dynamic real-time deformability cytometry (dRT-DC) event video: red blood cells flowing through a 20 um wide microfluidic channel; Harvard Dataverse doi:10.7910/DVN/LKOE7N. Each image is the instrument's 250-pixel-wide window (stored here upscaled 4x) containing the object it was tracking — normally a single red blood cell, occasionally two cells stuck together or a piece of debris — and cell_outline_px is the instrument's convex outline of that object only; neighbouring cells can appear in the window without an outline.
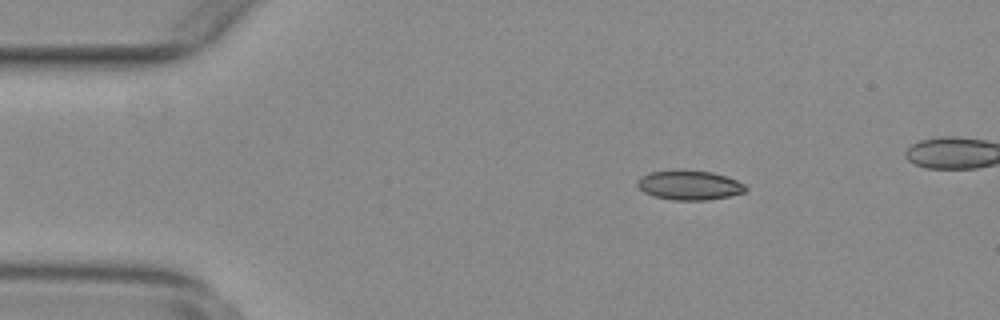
{"species": "common noctule bat (a hibernating species)", "species_latin": "Nyctalus noctula", "temperature_condition": "warm", "stored_images_in_passage": 47, "camera_frame_rate_fps": 3000, "um_per_image_px": 0.085, "animal": {"sex": "female", "body_mass_g": 29.2, "forearm_length_mm": 56.3}, "frame": {"image": 1, "passage_image": 8, "time_ms": 2.333, "image_size_px": [1000, 320], "cell_outline_px": [[748, 188], [744, 192], [728, 196], [708, 200], [672, 200], [652, 196], [644, 192], [636, 184], [640, 176], [652, 172], [680, 168], [684, 168], [712, 172], [736, 180], [744, 184]], "centroid_in_image_um": [58.56, 15.72], "position_along_channel_um": 26.4, "area_um2": 18.9}}
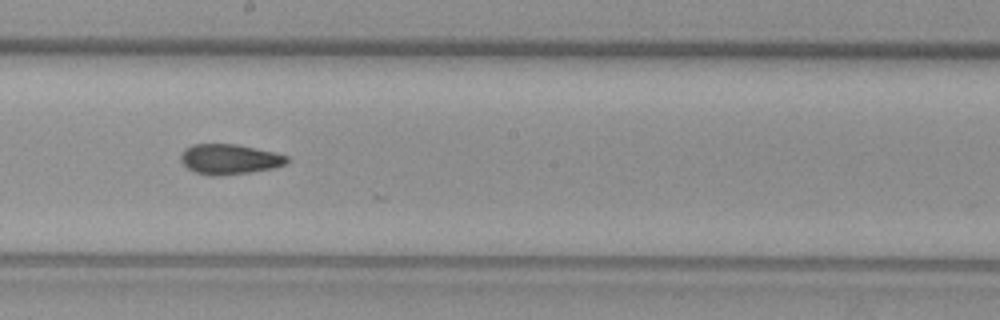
{"frame": {"image": 2, "passage_image": 29, "time_ms": 9.333, "image_size_px": [1000, 320], "cell_outline_px": [[288, 164], [272, 168], [248, 172], [220, 176], [208, 176], [196, 172], [188, 168], [180, 160], [180, 152], [184, 148], [192, 144], [236, 144], [276, 152], [288, 156]], "centroid_in_image_um": [19.49, 13.52], "position_along_channel_um": 228.7, "area_um2": 18.84}}
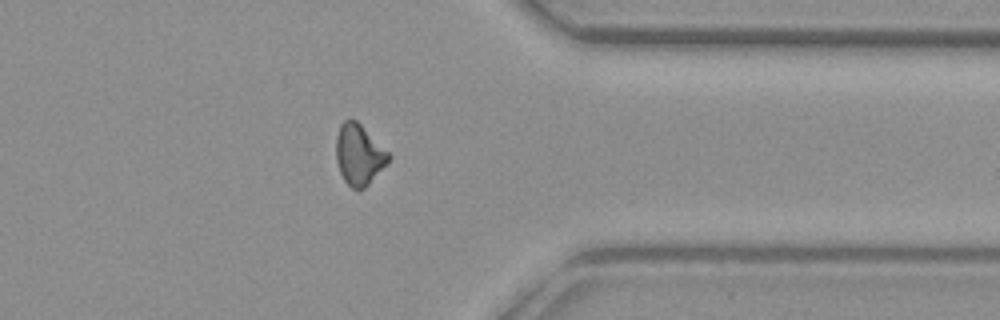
{"frame": {"image": 3, "passage_image": 42, "time_ms": 13.667, "image_size_px": [1000, 320], "cell_outline_px": [[392, 156], [368, 184], [364, 188], [352, 188], [344, 180], [340, 172], [336, 160], [336, 136], [340, 124], [344, 120], [356, 120]], "centroid_in_image_um": [30.48, 13.13], "position_along_channel_um": 380.9, "area_um2": 18.09}, "authors_computed_cell_mechanics": {"area_um2": 18.6116, "velocity_mm_per_s": 3.772, "shape_relaxation_time_tau1_ms": null, "shape_relaxation_time_tau2_ms": 2.9006, "deformation_change_tau1": null, "deformation_change_tau2": 0.0781}}